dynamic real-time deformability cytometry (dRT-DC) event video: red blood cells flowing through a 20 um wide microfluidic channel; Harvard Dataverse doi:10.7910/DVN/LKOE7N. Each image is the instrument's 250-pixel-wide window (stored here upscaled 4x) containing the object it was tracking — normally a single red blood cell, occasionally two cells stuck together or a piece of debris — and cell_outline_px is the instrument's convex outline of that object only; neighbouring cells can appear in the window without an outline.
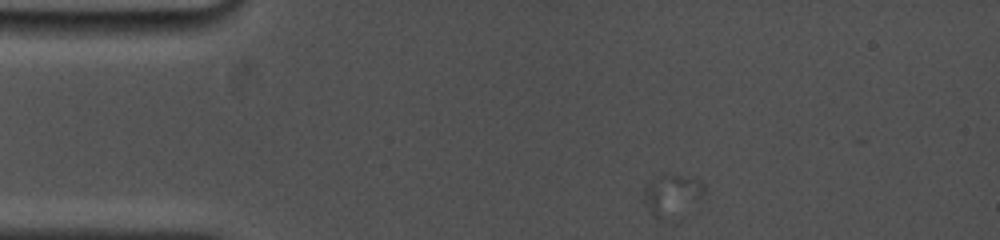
{"species": "common noctule bat (a hibernating species)", "species_latin": "Nyctalus noctula", "temperature_condition": "cold", "stored_images_in_passage": 53, "segment_of_instrument_passage": [1, 3], "camera_frame_rate_fps": 5000, "um_per_image_px": 0.085, "animal": {"sex": "female", "body_mass_g": 19.0, "forearm_length_mm": 53.3}, "frame": {"image": 1, "passage_image": 1, "time_ms": 0.0, "image_size_px": [1000, 240], "cell_outline_px": [[704, 192], [660, 220], [652, 216], [644, 200], [644, 188], [648, 184], [660, 176], [680, 176], [700, 180], [704, 184]], "centroid_in_image_um": [57.01, 16.51], "position_along_channel_um": 28.0, "area_um2": 12.72}}
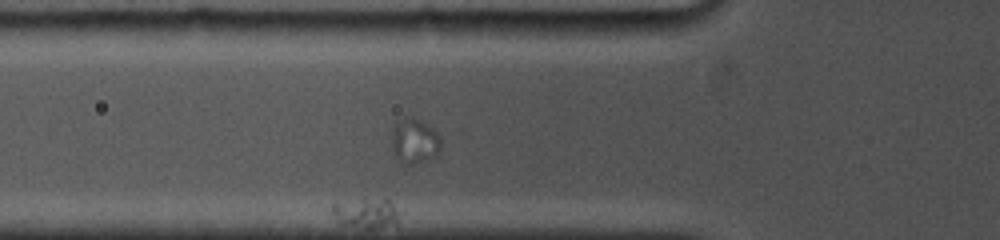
{"frame": {"image": 2, "passage_image": 16, "time_ms": 5.0, "image_size_px": [1000, 240], "cell_outline_px": [[440, 152], [428, 160], [412, 164], [400, 164], [396, 160], [392, 148], [392, 128], [396, 120], [404, 116], [408, 116], [420, 120], [432, 128], [440, 136]], "centroid_in_image_um": [35.19, 11.99], "position_along_channel_um": 90.6, "area_um2": 13.24}}
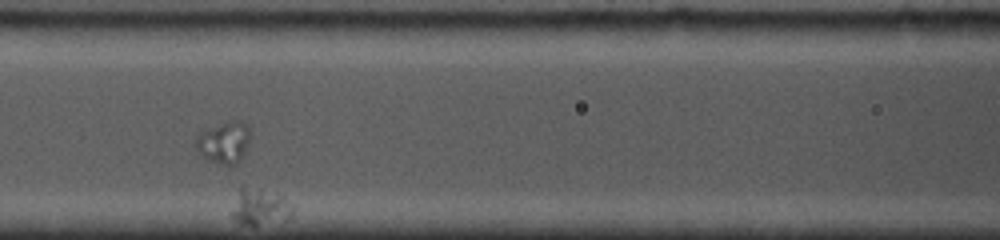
{"frame": {"image": 3, "passage_image": 23, "time_ms": 7.4, "image_size_px": [1000, 240], "cell_outline_px": [[252, 136], [240, 160], [236, 164], [220, 164], [208, 160], [196, 148], [196, 132], [216, 124], [228, 120], [240, 120], [248, 124]], "centroid_in_image_um": [19.05, 12.04], "position_along_channel_um": 147.5, "area_um2": 13.58}}